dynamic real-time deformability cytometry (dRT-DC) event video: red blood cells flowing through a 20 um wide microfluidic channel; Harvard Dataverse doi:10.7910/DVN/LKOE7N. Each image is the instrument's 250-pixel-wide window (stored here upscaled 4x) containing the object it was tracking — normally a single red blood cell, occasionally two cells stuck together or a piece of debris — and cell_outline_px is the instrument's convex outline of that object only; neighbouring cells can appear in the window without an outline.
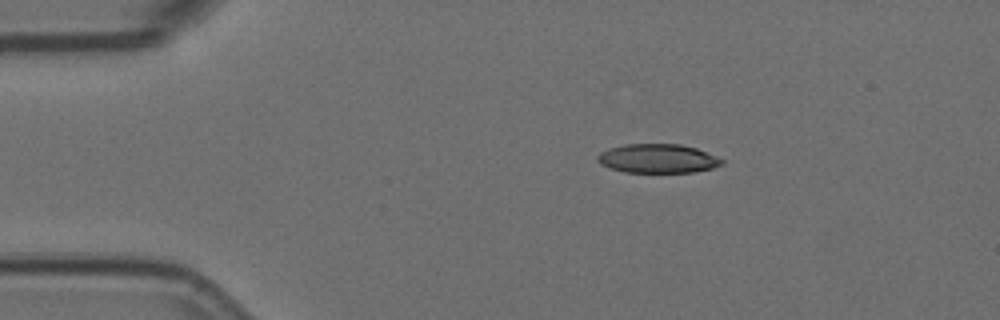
{"species": "Egyptian fruit bat (a non-hibernating species)", "species_latin": "Rousettus aegyptiacus", "temperature_condition": "room temperature", "stored_images_in_passage": 5, "camera_frame_rate_fps": 3000, "um_per_image_px": 0.085, "animal": {"sex": "female"}, "frame": {"image": 1, "passage_image": 2, "time_ms": 0.333, "image_size_px": [1000, 320], "cell_outline_px": [[724, 164], [712, 168], [692, 172], [624, 172], [600, 164], [596, 160], [596, 156], [600, 152], [608, 148], [624, 144], [680, 144], [696, 148], [716, 156], [724, 160]], "centroid_in_image_um": [55.89, 13.47], "position_along_channel_um": 29.1, "area_um2": 21.04}}
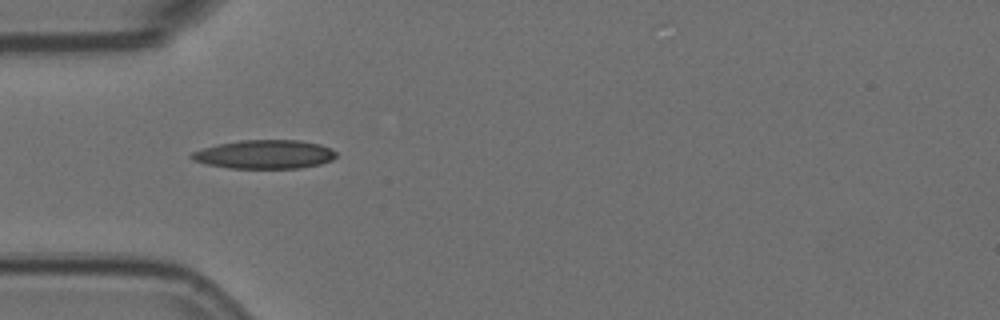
{"frame": {"image": 2, "passage_image": 4, "time_ms": 1.0, "image_size_px": [1000, 320], "cell_outline_px": [[336, 156], [332, 160], [320, 164], [300, 168], [228, 168], [208, 164], [192, 160], [188, 156], [192, 152], [216, 144], [240, 140], [300, 140], [320, 144], [332, 148], [336, 152]], "centroid_in_image_um": [22.5, 13.11], "position_along_channel_um": 62.5, "area_um2": 24.33}}
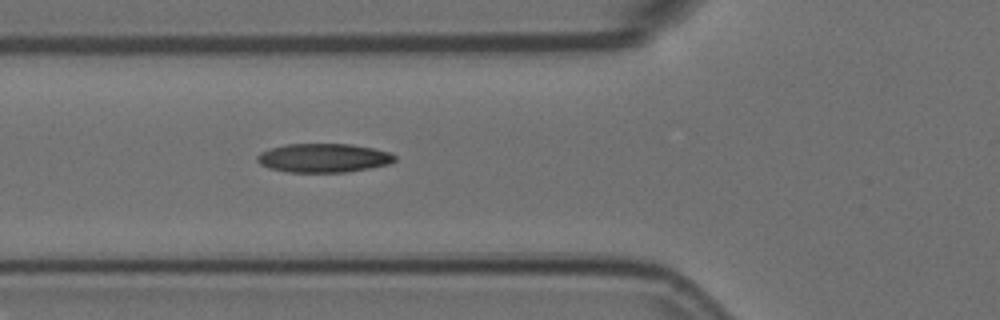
{"frame": {"image": 3, "passage_image": 5, "time_ms": 1.333, "image_size_px": [1000, 320], "cell_outline_px": [[396, 160], [388, 164], [368, 168], [344, 172], [288, 172], [268, 168], [260, 164], [256, 160], [256, 156], [260, 152], [284, 144], [352, 144], [372, 148], [388, 152], [396, 156]], "centroid_in_image_um": [27.46, 13.42], "position_along_channel_um": 98.3, "area_um2": 23.06}}